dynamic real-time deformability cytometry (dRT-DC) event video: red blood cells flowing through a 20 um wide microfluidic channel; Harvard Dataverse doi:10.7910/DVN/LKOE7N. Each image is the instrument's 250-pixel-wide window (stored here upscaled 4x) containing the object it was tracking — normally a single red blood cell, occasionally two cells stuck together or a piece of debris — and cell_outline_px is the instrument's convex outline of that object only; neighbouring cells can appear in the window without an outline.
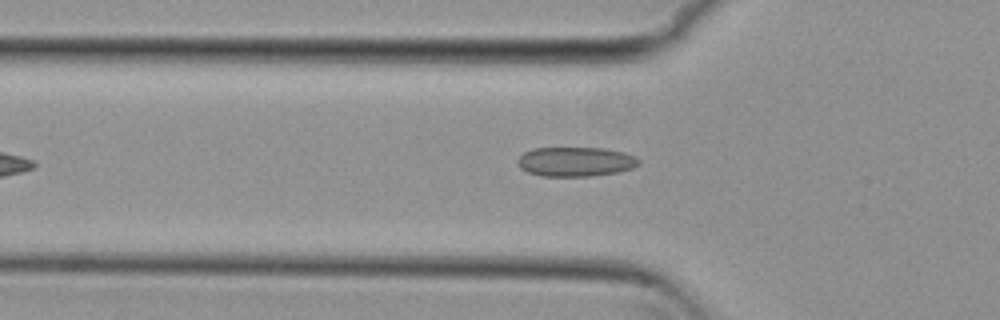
{"species": "common noctule bat (a hibernating species)", "species_latin": "Nyctalus noctula", "temperature_condition": "cold", "stored_images_in_passage": 8, "camera_frame_rate_fps": 3000, "um_per_image_px": 0.085, "animal": {"sex": "female", "body_mass_g": 29.2, "forearm_length_mm": 56.3}, "frame": {"image": 1, "passage_image": 3, "time_ms": 0.667, "image_size_px": [1000, 320], "cell_outline_px": [[640, 164], [632, 168], [616, 172], [592, 176], [540, 176], [528, 172], [520, 168], [516, 164], [516, 160], [524, 152], [532, 148], [604, 148], [624, 152], [636, 156], [640, 160]], "centroid_in_image_um": [48.91, 13.74], "position_along_channel_um": 76.9, "area_um2": 20.98}}